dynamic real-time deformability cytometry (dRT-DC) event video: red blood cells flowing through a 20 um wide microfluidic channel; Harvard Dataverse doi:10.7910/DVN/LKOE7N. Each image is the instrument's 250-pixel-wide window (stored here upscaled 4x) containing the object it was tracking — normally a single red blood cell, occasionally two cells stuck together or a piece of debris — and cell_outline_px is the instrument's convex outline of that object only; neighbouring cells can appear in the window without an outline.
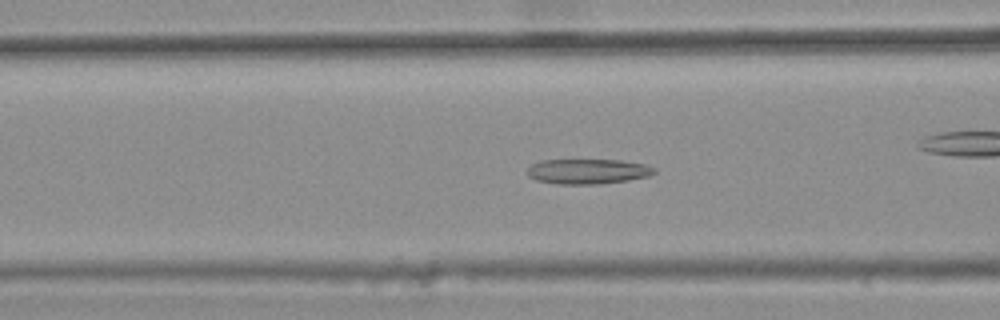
{"species": "common noctule bat (a hibernating species)", "species_latin": "Nyctalus noctula", "temperature_condition": "warm", "stored_images_in_passage": 31, "camera_frame_rate_fps": 3000, "um_per_image_px": 0.085, "animal": {"sex": "female", "body_mass_g": 25.1}, "frame": {"image": 1, "passage_image": 5, "time_ms": 1.333, "image_size_px": [1000, 320], "cell_outline_px": [[656, 172], [648, 176], [628, 180], [600, 184], [556, 184], [536, 180], [528, 176], [528, 168], [532, 164], [540, 160], [620, 160], [644, 164], [656, 168]], "centroid_in_image_um": [49.96, 14.57], "position_along_channel_um": 116.6, "area_um2": 18.55}}
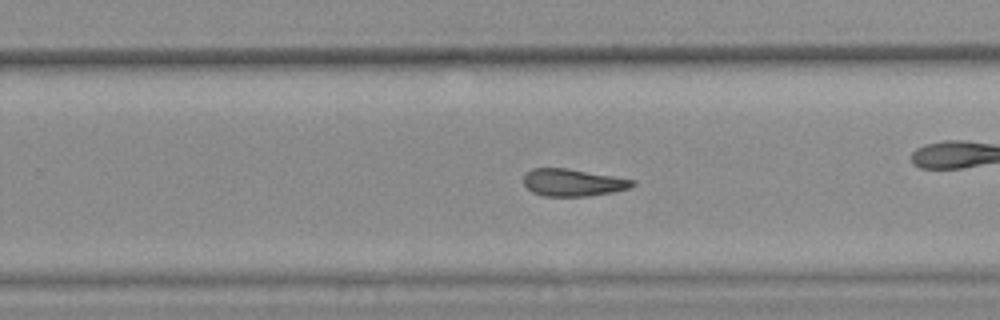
{"frame": {"image": 2, "passage_image": 18, "time_ms": 5.667, "image_size_px": [1000, 320], "cell_outline_px": [[636, 184], [628, 188], [612, 192], [588, 196], [544, 196], [532, 192], [524, 184], [524, 176], [532, 168], [568, 168], [636, 180]], "centroid_in_image_um": [48.7, 15.51], "position_along_channel_um": 281.1, "area_um2": 17.22}, "authors_computed_cell_mechanics": {"area_um2": 17.918, "velocity_mm_per_s": 3.8095, "shape_relaxation_time_tau1_ms": null, "shape_relaxation_time_tau2_ms": 5.4419, "deformation_change_tau1": null, "deformation_change_tau2": 0.1614}}